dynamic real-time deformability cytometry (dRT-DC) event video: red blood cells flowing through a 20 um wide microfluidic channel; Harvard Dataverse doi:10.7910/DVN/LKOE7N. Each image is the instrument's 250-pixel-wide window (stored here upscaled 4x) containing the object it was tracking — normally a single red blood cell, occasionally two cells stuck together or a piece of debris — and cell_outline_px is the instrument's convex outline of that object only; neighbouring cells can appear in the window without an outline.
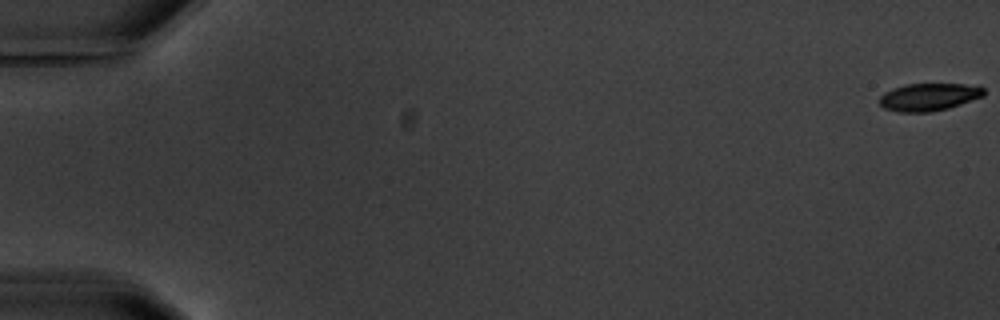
{"species": "common noctule bat (a hibernating species)", "species_latin": "Nyctalus noctula", "temperature_condition": "warm", "stored_images_in_passage": 7, "segment_of_instrument_passage": [1, 2], "camera_frame_rate_fps": 3000, "um_per_image_px": 0.085, "animal": {"sex": "male", "body_mass_g": 20.1, "forearm_length_mm": 53.5}, "frame": {"image": 1, "passage_image": 1, "time_ms": 0.0, "image_size_px": [1000, 320], "cell_outline_px": [[984, 96], [948, 108], [932, 112], [896, 112], [884, 108], [880, 104], [880, 96], [884, 92], [892, 88], [904, 84], [980, 84], [984, 88]], "centroid_in_image_um": [78.97, 8.23], "position_along_channel_um": 6.0, "area_um2": 16.99}}
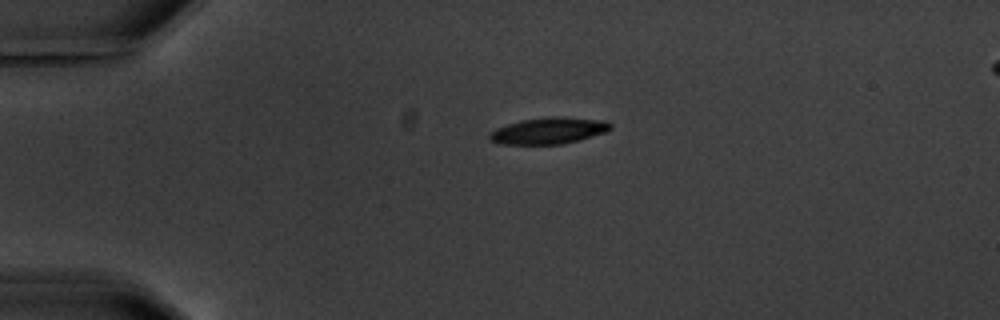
{"frame": {"image": 2, "passage_image": 5, "time_ms": 4.667, "image_size_px": [1000, 320], "cell_outline_px": [[612, 128], [608, 132], [580, 140], [564, 144], [500, 144], [492, 140], [488, 136], [496, 128], [520, 120], [548, 116], [560, 116], [608, 120], [612, 124]], "centroid_in_image_um": [46.73, 11.09], "position_along_channel_um": 38.3, "area_um2": 18.96}}